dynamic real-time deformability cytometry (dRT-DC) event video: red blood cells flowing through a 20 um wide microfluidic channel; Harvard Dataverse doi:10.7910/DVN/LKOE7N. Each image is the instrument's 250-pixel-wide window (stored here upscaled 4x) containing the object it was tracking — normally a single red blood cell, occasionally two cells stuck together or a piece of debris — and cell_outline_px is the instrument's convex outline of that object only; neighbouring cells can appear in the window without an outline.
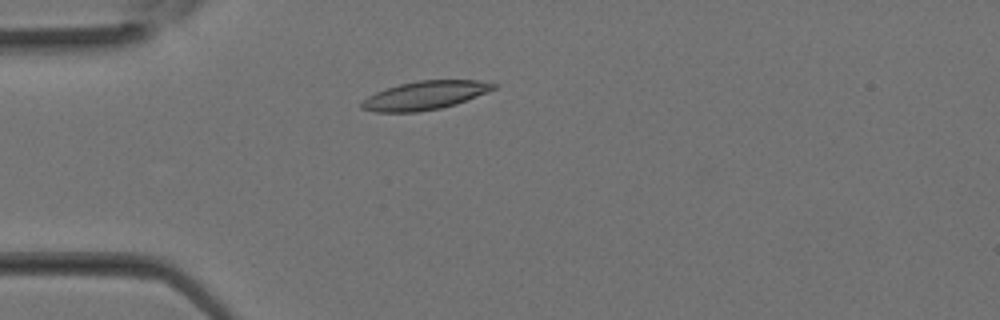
{"species": "Egyptian fruit bat (a non-hibernating species)", "species_latin": "Rousettus aegyptiacus", "temperature_condition": "room temperature", "stored_images_in_passage": 9, "camera_frame_rate_fps": 3000, "um_per_image_px": 0.085, "animal": {"sex": "female"}, "frame": {"image": 1, "passage_image": 6, "time_ms": 1.667, "image_size_px": [1000, 320], "cell_outline_px": [[496, 88], [488, 92], [456, 104], [440, 108], [416, 112], [372, 112], [360, 108], [360, 100], [376, 92], [400, 84], [420, 80], [476, 80], [496, 84]], "centroid_in_image_um": [36.08, 8.12], "position_along_channel_um": 48.9, "area_um2": 21.91}}
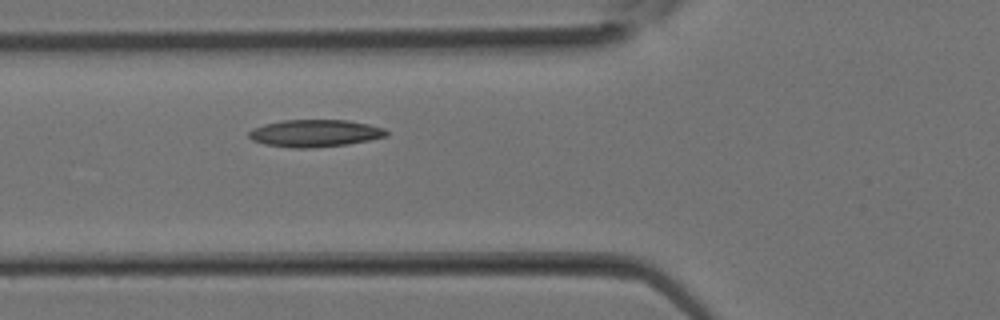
{"frame": {"image": 2, "passage_image": 9, "time_ms": 2.667, "image_size_px": [1000, 320], "cell_outline_px": [[388, 136], [348, 144], [312, 148], [292, 148], [264, 144], [252, 140], [248, 136], [248, 132], [252, 128], [264, 124], [284, 120], [348, 120], [368, 124], [384, 128], [388, 132]], "centroid_in_image_um": [26.75, 11.33], "position_along_channel_um": 99.0, "area_um2": 21.91}}